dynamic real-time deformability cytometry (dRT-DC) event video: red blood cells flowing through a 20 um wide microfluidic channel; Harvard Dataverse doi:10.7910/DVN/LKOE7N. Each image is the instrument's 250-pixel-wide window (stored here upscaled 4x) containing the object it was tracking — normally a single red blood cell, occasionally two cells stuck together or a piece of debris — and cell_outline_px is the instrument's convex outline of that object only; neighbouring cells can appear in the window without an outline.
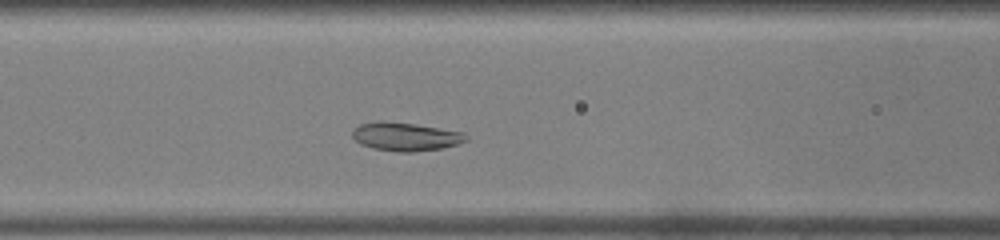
{"species": "common noctule bat (a hibernating species)", "species_latin": "Nyctalus noctula", "temperature_condition": "warm", "stored_images_in_passage": 38, "camera_frame_rate_fps": 3000, "um_per_image_px": 0.085, "animal": {"sex": "male", "body_mass_g": 19.0, "forearm_length_mm": 50.8}, "frame": {"image": 1, "passage_image": 11, "time_ms": 3.333, "image_size_px": [1000, 240], "cell_outline_px": [[468, 140], [456, 144], [440, 148], [412, 152], [396, 152], [372, 148], [360, 144], [352, 136], [352, 128], [360, 124], [376, 120], [384, 120], [416, 124], [464, 132], [468, 136]], "centroid_in_image_um": [34.43, 11.59], "position_along_channel_um": 132.2, "area_um2": 19.07}}
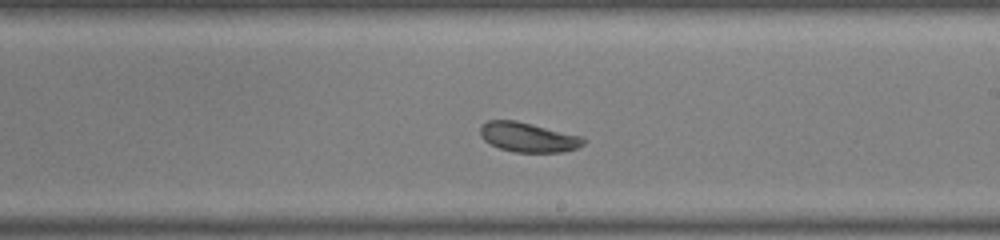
{"frame": {"image": 2, "passage_image": 19, "time_ms": 6.0, "image_size_px": [1000, 240], "cell_outline_px": [[588, 140], [584, 144], [576, 148], [564, 152], [516, 152], [500, 148], [484, 140], [480, 136], [480, 128], [488, 120], [516, 120], [584, 136]], "centroid_in_image_um": [44.95, 11.66], "position_along_channel_um": 244.0, "area_um2": 17.92}}
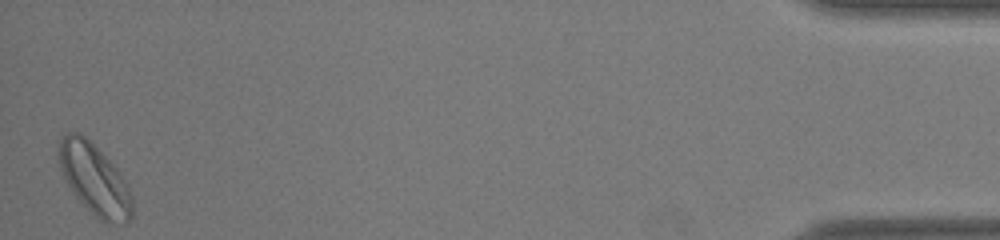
{"frame": {"image": 3, "passage_image": 38, "time_ms": 12.333, "image_size_px": [1000, 240], "cell_outline_px": [[132, 216], [128, 224], [108, 224], [100, 220], [72, 192], [60, 168], [60, 136], [68, 132], [80, 132], [116, 168], [128, 184], [132, 196]], "centroid_in_image_um": [8.07, 15.29], "position_along_channel_um": 427.1, "area_um2": 29.88}, "authors_computed_cell_mechanics": {"area_um2": 18.9873, "velocity_mm_per_s": 4.2184, "shape_relaxation_time_tau1_ms": 1.8886, "shape_relaxation_time_tau2_ms": null, "deformation_change_tau1": 0.0979, "deformation_change_tau2": null}}